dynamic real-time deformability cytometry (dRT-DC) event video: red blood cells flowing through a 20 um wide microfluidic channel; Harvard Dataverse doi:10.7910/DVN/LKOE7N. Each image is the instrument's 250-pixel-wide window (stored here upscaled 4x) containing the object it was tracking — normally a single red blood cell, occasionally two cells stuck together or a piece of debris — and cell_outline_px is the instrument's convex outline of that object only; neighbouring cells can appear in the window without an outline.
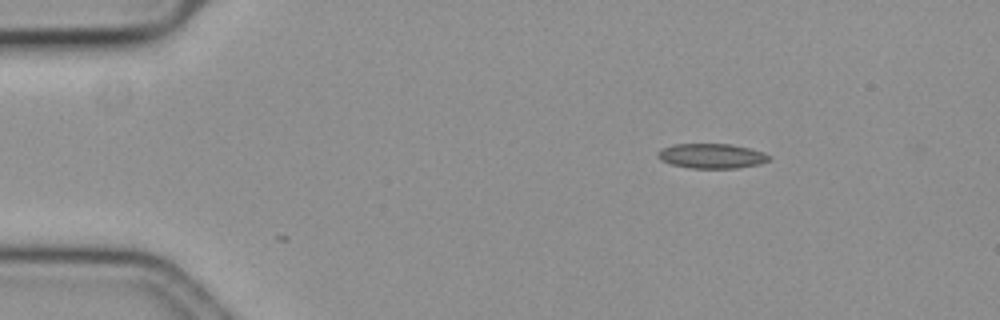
{"species": "common noctule bat (a hibernating species)", "species_latin": "Nyctalus noctula", "temperature_condition": "cold", "stored_images_in_passage": 50, "camera_frame_rate_fps": 3000, "um_per_image_px": 0.085, "animal": {"sex": "female", "body_mass_g": 19.3, "forearm_length_mm": 54.1}, "frame": {"image": 1, "passage_image": 1, "time_ms": 0.0, "image_size_px": [1000, 320], "cell_outline_px": [[772, 156], [768, 160], [756, 164], [736, 168], [692, 168], [672, 164], [660, 160], [660, 152], [664, 148], [672, 144], [728, 144], [748, 148], [764, 152]], "centroid_in_image_um": [60.52, 13.25], "position_along_channel_um": 24.5, "area_um2": 15.66}}
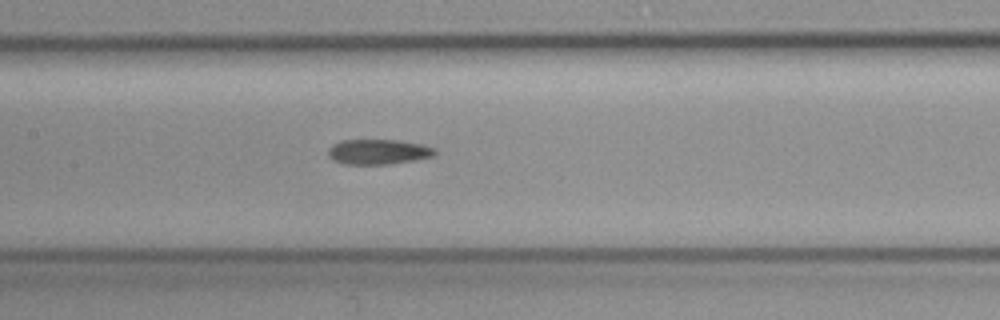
{"frame": {"image": 2, "passage_image": 20, "time_ms": 6.333, "image_size_px": [1000, 320], "cell_outline_px": [[436, 152], [432, 156], [412, 160], [388, 164], [344, 164], [332, 160], [328, 156], [328, 148], [332, 144], [344, 140], [396, 140], [420, 144], [436, 148]], "centroid_in_image_um": [32.1, 12.9], "position_along_channel_um": 175.3, "area_um2": 15.49}}
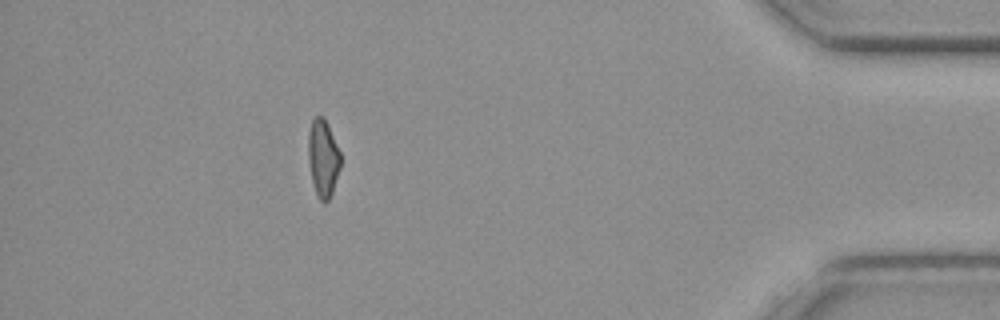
{"frame": {"image": 3, "passage_image": 44, "time_ms": 14.333, "image_size_px": [1000, 320], "cell_outline_px": [[340, 168], [332, 192], [328, 200], [324, 204], [316, 196], [312, 180], [308, 160], [308, 132], [312, 120], [316, 116], [324, 116], [328, 124], [340, 152]], "centroid_in_image_um": [27.45, 13.44], "position_along_channel_um": 407.8, "area_um2": 14.62}}